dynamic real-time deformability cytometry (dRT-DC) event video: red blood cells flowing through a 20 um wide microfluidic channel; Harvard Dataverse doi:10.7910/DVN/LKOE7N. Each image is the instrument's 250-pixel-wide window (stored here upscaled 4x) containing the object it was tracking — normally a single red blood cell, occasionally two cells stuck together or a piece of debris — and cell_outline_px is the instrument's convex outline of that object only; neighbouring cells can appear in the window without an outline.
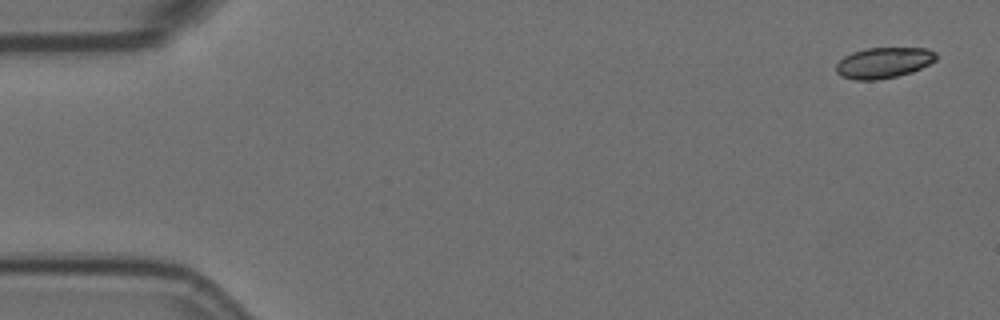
{"species": "Egyptian fruit bat (a non-hibernating species)", "species_latin": "Rousettus aegyptiacus", "temperature_condition": "room temperature", "stored_images_in_passage": 5, "camera_frame_rate_fps": 3000, "um_per_image_px": 0.085, "animal": {"sex": "female"}, "frame": {"image": 1, "passage_image": 1, "time_ms": 0.0, "image_size_px": [1000, 320], "cell_outline_px": [[936, 60], [912, 72], [896, 76], [876, 80], [856, 80], [840, 76], [836, 72], [836, 64], [844, 56], [852, 52], [864, 48], [928, 48], [936, 52]], "centroid_in_image_um": [75.09, 5.33], "position_along_channel_um": 9.9, "area_um2": 17.98}}